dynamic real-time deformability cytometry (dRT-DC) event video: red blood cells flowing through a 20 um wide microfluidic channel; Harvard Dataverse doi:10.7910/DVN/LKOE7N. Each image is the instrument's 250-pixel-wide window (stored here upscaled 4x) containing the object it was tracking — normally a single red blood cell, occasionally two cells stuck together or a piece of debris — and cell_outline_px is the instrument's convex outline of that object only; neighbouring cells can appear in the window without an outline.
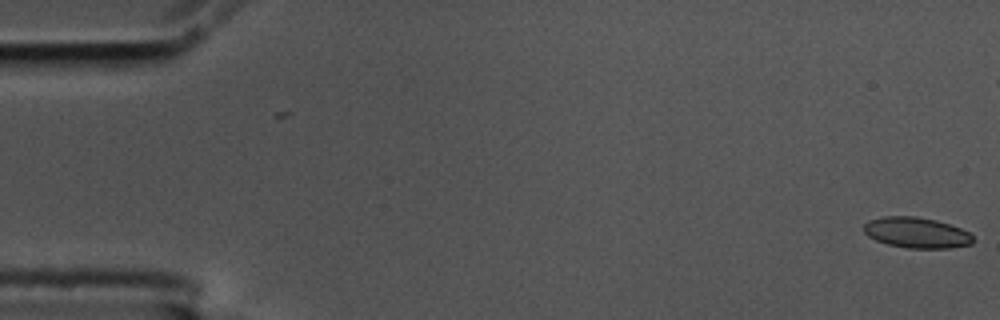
{"species": "common noctule bat (a hibernating species)", "species_latin": "Nyctalus noctula", "temperature_condition": "cold", "stored_images_in_passage": 2, "camera_frame_rate_fps": 3000, "um_per_image_px": 0.085, "animal": {"sex": "male", "body_mass_g": 17.5, "forearm_length_mm": 52.3}, "frame": {"image": 1, "passage_image": 2, "time_ms": 0.333, "image_size_px": [1000, 320], "cell_outline_px": [[972, 244], [952, 248], [908, 248], [888, 244], [876, 240], [868, 236], [864, 232], [864, 224], [868, 220], [884, 216], [916, 216], [936, 220], [960, 228], [968, 232], [972, 236]], "centroid_in_image_um": [77.89, 19.77], "position_along_channel_um": 7.1, "area_um2": 19.48}}